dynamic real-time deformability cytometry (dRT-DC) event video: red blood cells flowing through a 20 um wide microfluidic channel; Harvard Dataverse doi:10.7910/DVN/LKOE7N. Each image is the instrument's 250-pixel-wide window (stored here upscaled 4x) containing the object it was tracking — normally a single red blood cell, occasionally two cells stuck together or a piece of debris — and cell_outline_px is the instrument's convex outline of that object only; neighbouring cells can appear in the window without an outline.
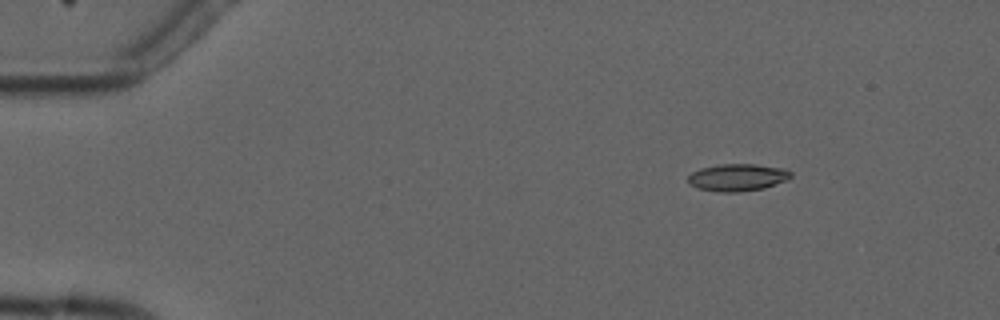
{"species": "common noctule bat (a hibernating species)", "species_latin": "Nyctalus noctula", "temperature_condition": "cold", "stored_images_in_passage": 7, "camera_frame_rate_fps": 3000, "um_per_image_px": 0.085, "animal": {"sex": "male", "forearm_length_mm": 52.5}, "frame": {"image": 1, "passage_image": 3, "time_ms": 2.333, "image_size_px": [1000, 320], "cell_outline_px": [[792, 176], [788, 180], [764, 188], [740, 192], [720, 192], [696, 188], [688, 184], [688, 176], [692, 172], [700, 168], [720, 164], [756, 164], [784, 168], [792, 172]], "centroid_in_image_um": [62.69, 15.08], "position_along_channel_um": 22.3, "area_um2": 16.53}}
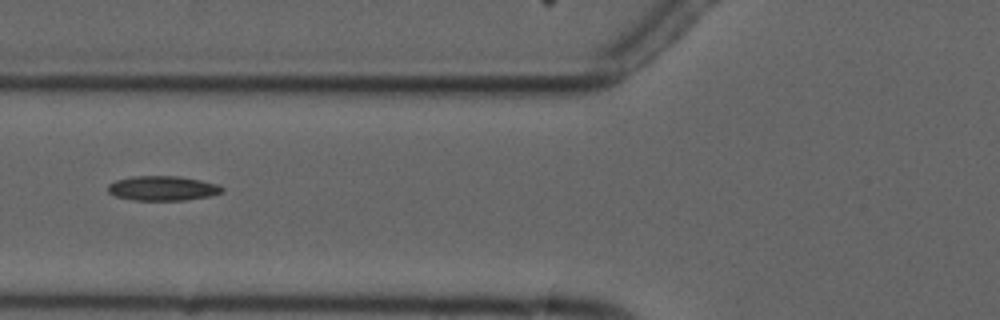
{"frame": {"image": 2, "passage_image": 7, "time_ms": 7.0, "image_size_px": [1000, 320], "cell_outline_px": [[224, 192], [212, 196], [184, 200], [132, 200], [116, 196], [108, 192], [108, 184], [116, 180], [132, 176], [176, 176], [200, 180], [216, 184], [224, 188]], "centroid_in_image_um": [13.83, 16.01], "position_along_channel_um": 112.0, "area_um2": 16.42}}